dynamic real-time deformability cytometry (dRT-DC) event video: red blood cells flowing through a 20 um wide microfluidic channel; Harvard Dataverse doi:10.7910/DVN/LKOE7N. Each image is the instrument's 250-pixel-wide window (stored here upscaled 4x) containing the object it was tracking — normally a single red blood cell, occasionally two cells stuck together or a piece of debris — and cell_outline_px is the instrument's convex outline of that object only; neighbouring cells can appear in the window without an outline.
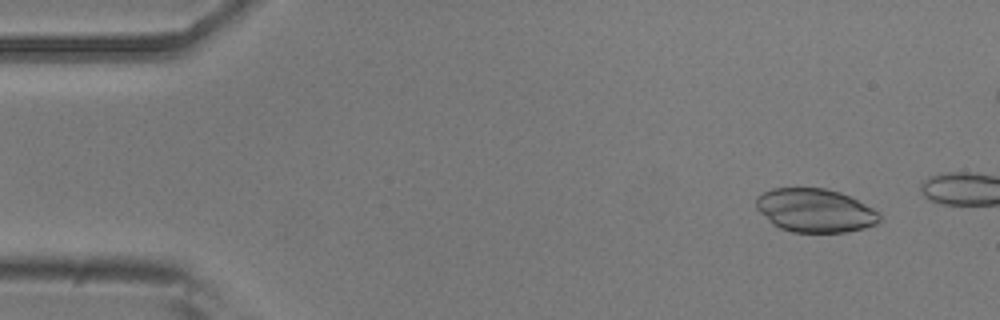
{"species": "common noctule bat (a hibernating species)", "species_latin": "Nyctalus noctula", "temperature_condition": "room temperature", "stored_images_in_passage": 11, "camera_frame_rate_fps": 3000, "um_per_image_px": 0.085, "animal": {"sex": "male", "body_mass_g": 20.5, "forearm_length_mm": 52.5}, "frame": {"image": 1, "passage_image": 4, "time_ms": 1.0, "image_size_px": [1000, 320], "cell_outline_px": [[880, 220], [876, 224], [864, 228], [848, 232], [792, 232], [780, 228], [772, 224], [756, 208], [756, 196], [772, 188], [824, 188], [840, 192], [872, 208], [880, 216]], "centroid_in_image_um": [69.24, 17.89], "position_along_channel_um": 15.8, "area_um2": 31.15}}